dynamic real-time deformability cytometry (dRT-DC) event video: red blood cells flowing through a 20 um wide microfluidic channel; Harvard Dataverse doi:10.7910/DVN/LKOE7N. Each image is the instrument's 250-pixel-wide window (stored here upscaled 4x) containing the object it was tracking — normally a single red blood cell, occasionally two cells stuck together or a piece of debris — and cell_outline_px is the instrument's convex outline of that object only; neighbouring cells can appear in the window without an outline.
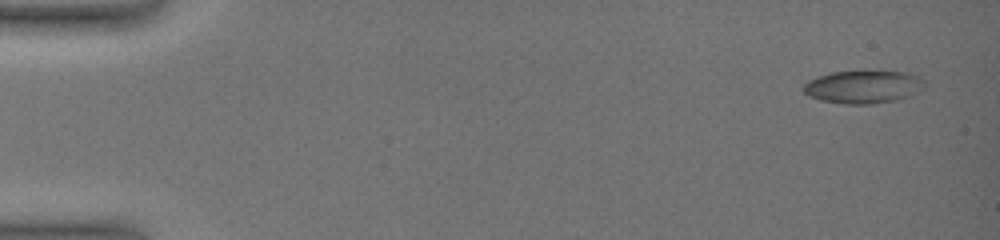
{"species": "common noctule bat (a hibernating species)", "species_latin": "Nyctalus noctula", "temperature_condition": "warm", "stored_images_in_passage": 15, "camera_frame_rate_fps": 3000, "um_per_image_px": 0.085, "animal": {"sex": "female", "body_mass_g": 19.0, "forearm_length_mm": 51.5}, "frame": {"image": 1, "passage_image": 1, "time_ms": 0.0, "image_size_px": [1000, 240], "cell_outline_px": [[924, 88], [920, 92], [896, 100], [872, 104], [844, 104], [820, 100], [808, 96], [804, 92], [804, 84], [808, 80], [832, 72], [864, 68], [908, 72], [920, 76], [924, 80]], "centroid_in_image_um": [73.42, 7.33], "position_along_channel_um": 11.6, "area_um2": 24.22}}
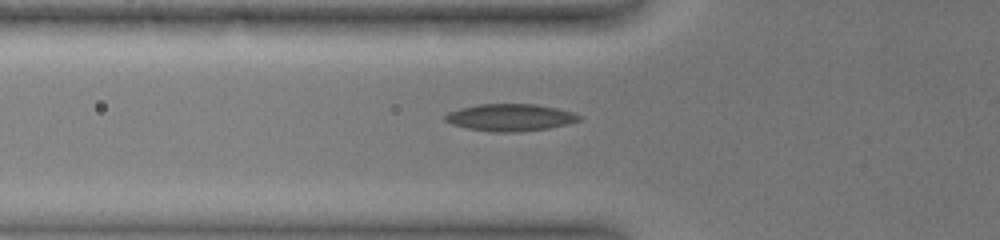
{"frame": {"image": 2, "passage_image": 12, "time_ms": 6.333, "image_size_px": [1000, 240], "cell_outline_px": [[584, 116], [580, 120], [568, 124], [548, 128], [512, 132], [488, 132], [468, 128], [452, 124], [444, 120], [444, 116], [448, 112], [460, 108], [480, 104], [536, 104], [556, 108], [572, 112]], "centroid_in_image_um": [43.37, 9.98], "position_along_channel_um": 82.4, "area_um2": 21.15}}
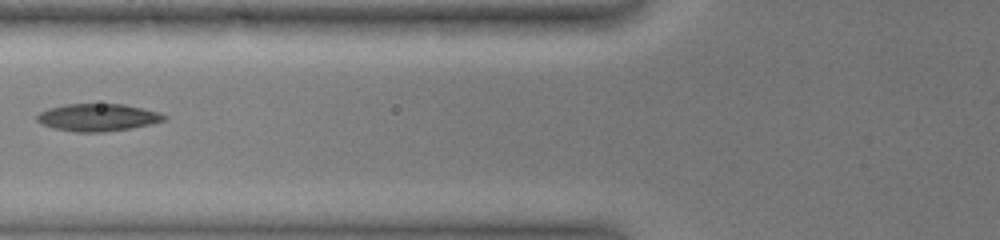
{"frame": {"image": 3, "passage_image": 14, "time_ms": 7.333, "image_size_px": [1000, 240], "cell_outline_px": [[168, 116], [164, 120], [148, 124], [128, 128], [100, 132], [76, 132], [56, 128], [40, 124], [36, 120], [36, 116], [40, 112], [48, 108], [64, 104], [124, 104], [144, 108], [160, 112]], "centroid_in_image_um": [8.29, 9.96], "position_along_channel_um": 117.5, "area_um2": 20.17}}